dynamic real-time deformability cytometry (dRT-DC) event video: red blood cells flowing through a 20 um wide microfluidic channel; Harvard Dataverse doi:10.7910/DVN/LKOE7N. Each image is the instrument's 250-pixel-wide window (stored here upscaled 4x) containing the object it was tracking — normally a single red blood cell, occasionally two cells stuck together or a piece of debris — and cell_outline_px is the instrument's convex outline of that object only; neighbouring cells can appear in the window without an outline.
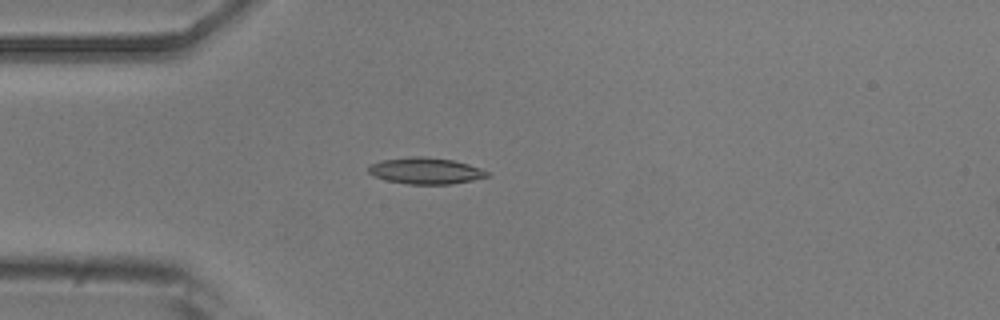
{"species": "common noctule bat (a hibernating species)", "species_latin": "Nyctalus noctula", "temperature_condition": "room temperature", "stored_images_in_passage": 4, "camera_frame_rate_fps": 3000, "um_per_image_px": 0.085, "animal": {"sex": "male", "body_mass_g": 20.5, "forearm_length_mm": 52.5}, "frame": {"image": 1, "passage_image": 4, "time_ms": 3.333, "image_size_px": [1000, 320], "cell_outline_px": [[488, 176], [472, 180], [452, 184], [408, 184], [388, 180], [372, 176], [368, 172], [368, 164], [380, 160], [408, 156], [424, 156], [452, 160], [468, 164], [480, 168], [488, 172]], "centroid_in_image_um": [36.11, 14.5], "position_along_channel_um": 48.9, "area_um2": 18.32}}